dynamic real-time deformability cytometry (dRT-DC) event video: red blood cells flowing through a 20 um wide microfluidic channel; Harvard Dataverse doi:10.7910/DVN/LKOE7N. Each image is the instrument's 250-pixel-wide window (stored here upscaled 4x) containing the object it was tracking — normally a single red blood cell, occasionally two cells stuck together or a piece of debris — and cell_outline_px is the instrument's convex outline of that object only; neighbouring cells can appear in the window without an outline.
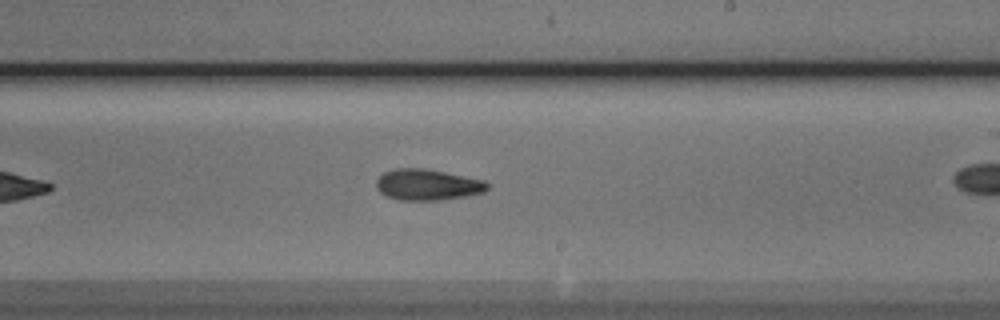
{"species": "Egyptian fruit bat (a non-hibernating species)", "species_latin": "Rousettus aegyptiacus", "temperature_condition": "cold", "stored_images_in_passage": 27, "camera_frame_rate_fps": 3000, "um_per_image_px": 0.085, "animal": {"sex": "male"}, "frame": {"image": 1, "passage_image": 20, "time_ms": 6.333, "image_size_px": [1000, 320], "cell_outline_px": [[492, 184], [484, 192], [464, 196], [440, 200], [400, 200], [388, 196], [380, 192], [376, 184], [376, 180], [384, 172], [396, 168], [424, 168], [484, 180]], "centroid_in_image_um": [36.36, 15.7], "position_along_channel_um": 252.6, "area_um2": 20.0}}